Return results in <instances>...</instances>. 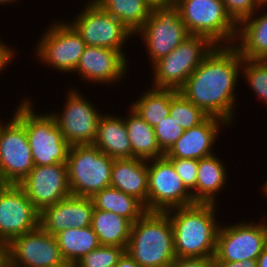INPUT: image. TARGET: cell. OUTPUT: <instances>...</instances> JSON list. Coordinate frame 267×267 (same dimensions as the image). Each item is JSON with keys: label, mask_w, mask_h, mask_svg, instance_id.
Wrapping results in <instances>:
<instances>
[{"label": "cell", "mask_w": 267, "mask_h": 267, "mask_svg": "<svg viewBox=\"0 0 267 267\" xmlns=\"http://www.w3.org/2000/svg\"><path fill=\"white\" fill-rule=\"evenodd\" d=\"M19 186L39 213L71 195L66 163L34 166Z\"/></svg>", "instance_id": "17"}, {"label": "cell", "mask_w": 267, "mask_h": 267, "mask_svg": "<svg viewBox=\"0 0 267 267\" xmlns=\"http://www.w3.org/2000/svg\"><path fill=\"white\" fill-rule=\"evenodd\" d=\"M146 44L152 64L168 55L190 33L180 18L179 8L174 4L153 7L144 25L136 32Z\"/></svg>", "instance_id": "8"}, {"label": "cell", "mask_w": 267, "mask_h": 267, "mask_svg": "<svg viewBox=\"0 0 267 267\" xmlns=\"http://www.w3.org/2000/svg\"><path fill=\"white\" fill-rule=\"evenodd\" d=\"M91 199L95 209L113 212L132 224L147 211L140 200L111 186L96 192Z\"/></svg>", "instance_id": "27"}, {"label": "cell", "mask_w": 267, "mask_h": 267, "mask_svg": "<svg viewBox=\"0 0 267 267\" xmlns=\"http://www.w3.org/2000/svg\"><path fill=\"white\" fill-rule=\"evenodd\" d=\"M113 161L93 144L70 146L66 165L71 195L92 197L109 187Z\"/></svg>", "instance_id": "6"}, {"label": "cell", "mask_w": 267, "mask_h": 267, "mask_svg": "<svg viewBox=\"0 0 267 267\" xmlns=\"http://www.w3.org/2000/svg\"><path fill=\"white\" fill-rule=\"evenodd\" d=\"M241 73L251 89L267 104V60L242 58Z\"/></svg>", "instance_id": "32"}, {"label": "cell", "mask_w": 267, "mask_h": 267, "mask_svg": "<svg viewBox=\"0 0 267 267\" xmlns=\"http://www.w3.org/2000/svg\"><path fill=\"white\" fill-rule=\"evenodd\" d=\"M110 186L140 200L148 211L147 160L114 159Z\"/></svg>", "instance_id": "21"}, {"label": "cell", "mask_w": 267, "mask_h": 267, "mask_svg": "<svg viewBox=\"0 0 267 267\" xmlns=\"http://www.w3.org/2000/svg\"><path fill=\"white\" fill-rule=\"evenodd\" d=\"M129 112L124 120L131 143L132 158L151 160L165 156L157 143L154 128L131 107Z\"/></svg>", "instance_id": "25"}, {"label": "cell", "mask_w": 267, "mask_h": 267, "mask_svg": "<svg viewBox=\"0 0 267 267\" xmlns=\"http://www.w3.org/2000/svg\"><path fill=\"white\" fill-rule=\"evenodd\" d=\"M257 267H267V246L257 258Z\"/></svg>", "instance_id": "42"}, {"label": "cell", "mask_w": 267, "mask_h": 267, "mask_svg": "<svg viewBox=\"0 0 267 267\" xmlns=\"http://www.w3.org/2000/svg\"><path fill=\"white\" fill-rule=\"evenodd\" d=\"M174 89L150 88L145 91L131 108L146 121L155 127L170 113V100L177 93Z\"/></svg>", "instance_id": "30"}, {"label": "cell", "mask_w": 267, "mask_h": 267, "mask_svg": "<svg viewBox=\"0 0 267 267\" xmlns=\"http://www.w3.org/2000/svg\"><path fill=\"white\" fill-rule=\"evenodd\" d=\"M41 39L35 51L39 60L67 73L75 71L86 43L69 22H55Z\"/></svg>", "instance_id": "12"}, {"label": "cell", "mask_w": 267, "mask_h": 267, "mask_svg": "<svg viewBox=\"0 0 267 267\" xmlns=\"http://www.w3.org/2000/svg\"><path fill=\"white\" fill-rule=\"evenodd\" d=\"M8 47L3 42H0V72L7 67L8 63L12 62L15 56L11 47Z\"/></svg>", "instance_id": "39"}, {"label": "cell", "mask_w": 267, "mask_h": 267, "mask_svg": "<svg viewBox=\"0 0 267 267\" xmlns=\"http://www.w3.org/2000/svg\"><path fill=\"white\" fill-rule=\"evenodd\" d=\"M40 213L25 191L15 184H0V243L7 246L14 238L39 227Z\"/></svg>", "instance_id": "15"}, {"label": "cell", "mask_w": 267, "mask_h": 267, "mask_svg": "<svg viewBox=\"0 0 267 267\" xmlns=\"http://www.w3.org/2000/svg\"><path fill=\"white\" fill-rule=\"evenodd\" d=\"M122 116L102 114L93 143L101 152L113 159L132 158L131 143Z\"/></svg>", "instance_id": "22"}, {"label": "cell", "mask_w": 267, "mask_h": 267, "mask_svg": "<svg viewBox=\"0 0 267 267\" xmlns=\"http://www.w3.org/2000/svg\"><path fill=\"white\" fill-rule=\"evenodd\" d=\"M13 1H15V0H0V4L4 5L6 3L8 4L9 2L11 3Z\"/></svg>", "instance_id": "44"}, {"label": "cell", "mask_w": 267, "mask_h": 267, "mask_svg": "<svg viewBox=\"0 0 267 267\" xmlns=\"http://www.w3.org/2000/svg\"><path fill=\"white\" fill-rule=\"evenodd\" d=\"M7 267H69L55 236L40 226L6 246Z\"/></svg>", "instance_id": "13"}, {"label": "cell", "mask_w": 267, "mask_h": 267, "mask_svg": "<svg viewBox=\"0 0 267 267\" xmlns=\"http://www.w3.org/2000/svg\"><path fill=\"white\" fill-rule=\"evenodd\" d=\"M63 259L73 267L85 254L100 246L97 235L91 226L67 228L54 235Z\"/></svg>", "instance_id": "28"}, {"label": "cell", "mask_w": 267, "mask_h": 267, "mask_svg": "<svg viewBox=\"0 0 267 267\" xmlns=\"http://www.w3.org/2000/svg\"><path fill=\"white\" fill-rule=\"evenodd\" d=\"M125 252L141 267H170L176 255L168 213L146 211L132 224Z\"/></svg>", "instance_id": "3"}, {"label": "cell", "mask_w": 267, "mask_h": 267, "mask_svg": "<svg viewBox=\"0 0 267 267\" xmlns=\"http://www.w3.org/2000/svg\"><path fill=\"white\" fill-rule=\"evenodd\" d=\"M230 124L225 120L208 116L202 123L184 131L165 154L167 158L197 159L211 156L213 146L220 132V125ZM228 125V126H227Z\"/></svg>", "instance_id": "20"}, {"label": "cell", "mask_w": 267, "mask_h": 267, "mask_svg": "<svg viewBox=\"0 0 267 267\" xmlns=\"http://www.w3.org/2000/svg\"><path fill=\"white\" fill-rule=\"evenodd\" d=\"M114 267H141V266L125 252Z\"/></svg>", "instance_id": "40"}, {"label": "cell", "mask_w": 267, "mask_h": 267, "mask_svg": "<svg viewBox=\"0 0 267 267\" xmlns=\"http://www.w3.org/2000/svg\"><path fill=\"white\" fill-rule=\"evenodd\" d=\"M242 58L232 45L215 46L178 91L207 115L232 124Z\"/></svg>", "instance_id": "1"}, {"label": "cell", "mask_w": 267, "mask_h": 267, "mask_svg": "<svg viewBox=\"0 0 267 267\" xmlns=\"http://www.w3.org/2000/svg\"><path fill=\"white\" fill-rule=\"evenodd\" d=\"M0 267H7L6 246L0 243Z\"/></svg>", "instance_id": "43"}, {"label": "cell", "mask_w": 267, "mask_h": 267, "mask_svg": "<svg viewBox=\"0 0 267 267\" xmlns=\"http://www.w3.org/2000/svg\"><path fill=\"white\" fill-rule=\"evenodd\" d=\"M236 39L233 46L243 58L267 60V12L257 17L254 13L240 21Z\"/></svg>", "instance_id": "23"}, {"label": "cell", "mask_w": 267, "mask_h": 267, "mask_svg": "<svg viewBox=\"0 0 267 267\" xmlns=\"http://www.w3.org/2000/svg\"><path fill=\"white\" fill-rule=\"evenodd\" d=\"M169 115L184 130L199 125L209 116L179 91L170 100Z\"/></svg>", "instance_id": "31"}, {"label": "cell", "mask_w": 267, "mask_h": 267, "mask_svg": "<svg viewBox=\"0 0 267 267\" xmlns=\"http://www.w3.org/2000/svg\"><path fill=\"white\" fill-rule=\"evenodd\" d=\"M226 165L216 155L199 160L196 189L192 192L195 203H216V196L226 184Z\"/></svg>", "instance_id": "24"}, {"label": "cell", "mask_w": 267, "mask_h": 267, "mask_svg": "<svg viewBox=\"0 0 267 267\" xmlns=\"http://www.w3.org/2000/svg\"><path fill=\"white\" fill-rule=\"evenodd\" d=\"M127 60L119 50L86 46L74 72L83 80L114 85L126 73Z\"/></svg>", "instance_id": "19"}, {"label": "cell", "mask_w": 267, "mask_h": 267, "mask_svg": "<svg viewBox=\"0 0 267 267\" xmlns=\"http://www.w3.org/2000/svg\"><path fill=\"white\" fill-rule=\"evenodd\" d=\"M215 46L205 36H188L168 55L152 64V87L178 91Z\"/></svg>", "instance_id": "7"}, {"label": "cell", "mask_w": 267, "mask_h": 267, "mask_svg": "<svg viewBox=\"0 0 267 267\" xmlns=\"http://www.w3.org/2000/svg\"><path fill=\"white\" fill-rule=\"evenodd\" d=\"M184 131L170 115L159 122L154 127V132L161 151L166 154Z\"/></svg>", "instance_id": "34"}, {"label": "cell", "mask_w": 267, "mask_h": 267, "mask_svg": "<svg viewBox=\"0 0 267 267\" xmlns=\"http://www.w3.org/2000/svg\"><path fill=\"white\" fill-rule=\"evenodd\" d=\"M104 11L121 21L133 34L144 25L152 8L144 0H93Z\"/></svg>", "instance_id": "29"}, {"label": "cell", "mask_w": 267, "mask_h": 267, "mask_svg": "<svg viewBox=\"0 0 267 267\" xmlns=\"http://www.w3.org/2000/svg\"><path fill=\"white\" fill-rule=\"evenodd\" d=\"M227 13L238 24L253 15L258 8L264 7L267 0H222Z\"/></svg>", "instance_id": "35"}, {"label": "cell", "mask_w": 267, "mask_h": 267, "mask_svg": "<svg viewBox=\"0 0 267 267\" xmlns=\"http://www.w3.org/2000/svg\"><path fill=\"white\" fill-rule=\"evenodd\" d=\"M216 204L195 203L167 210L171 220L176 258H212L219 224Z\"/></svg>", "instance_id": "2"}, {"label": "cell", "mask_w": 267, "mask_h": 267, "mask_svg": "<svg viewBox=\"0 0 267 267\" xmlns=\"http://www.w3.org/2000/svg\"><path fill=\"white\" fill-rule=\"evenodd\" d=\"M259 223L219 226L214 256L230 262L257 259L267 246V223Z\"/></svg>", "instance_id": "14"}, {"label": "cell", "mask_w": 267, "mask_h": 267, "mask_svg": "<svg viewBox=\"0 0 267 267\" xmlns=\"http://www.w3.org/2000/svg\"><path fill=\"white\" fill-rule=\"evenodd\" d=\"M126 247L100 245L98 248L85 254L73 267H114Z\"/></svg>", "instance_id": "33"}, {"label": "cell", "mask_w": 267, "mask_h": 267, "mask_svg": "<svg viewBox=\"0 0 267 267\" xmlns=\"http://www.w3.org/2000/svg\"><path fill=\"white\" fill-rule=\"evenodd\" d=\"M185 187L192 193L196 189L199 160L168 158Z\"/></svg>", "instance_id": "36"}, {"label": "cell", "mask_w": 267, "mask_h": 267, "mask_svg": "<svg viewBox=\"0 0 267 267\" xmlns=\"http://www.w3.org/2000/svg\"><path fill=\"white\" fill-rule=\"evenodd\" d=\"M68 92L63 113L52 112V115L70 146L92 145L102 114L77 90L72 89Z\"/></svg>", "instance_id": "16"}, {"label": "cell", "mask_w": 267, "mask_h": 267, "mask_svg": "<svg viewBox=\"0 0 267 267\" xmlns=\"http://www.w3.org/2000/svg\"><path fill=\"white\" fill-rule=\"evenodd\" d=\"M151 165H150V164ZM148 211L166 212L195 204L171 161L166 157L147 160Z\"/></svg>", "instance_id": "9"}, {"label": "cell", "mask_w": 267, "mask_h": 267, "mask_svg": "<svg viewBox=\"0 0 267 267\" xmlns=\"http://www.w3.org/2000/svg\"><path fill=\"white\" fill-rule=\"evenodd\" d=\"M94 203L91 197L69 195L40 213L39 226L51 235L67 228L91 226Z\"/></svg>", "instance_id": "18"}, {"label": "cell", "mask_w": 267, "mask_h": 267, "mask_svg": "<svg viewBox=\"0 0 267 267\" xmlns=\"http://www.w3.org/2000/svg\"><path fill=\"white\" fill-rule=\"evenodd\" d=\"M151 8L170 5L174 0H144Z\"/></svg>", "instance_id": "41"}, {"label": "cell", "mask_w": 267, "mask_h": 267, "mask_svg": "<svg viewBox=\"0 0 267 267\" xmlns=\"http://www.w3.org/2000/svg\"><path fill=\"white\" fill-rule=\"evenodd\" d=\"M170 267H212V258H176Z\"/></svg>", "instance_id": "37"}, {"label": "cell", "mask_w": 267, "mask_h": 267, "mask_svg": "<svg viewBox=\"0 0 267 267\" xmlns=\"http://www.w3.org/2000/svg\"><path fill=\"white\" fill-rule=\"evenodd\" d=\"M132 223L113 212L94 208L91 227L100 245L126 247Z\"/></svg>", "instance_id": "26"}, {"label": "cell", "mask_w": 267, "mask_h": 267, "mask_svg": "<svg viewBox=\"0 0 267 267\" xmlns=\"http://www.w3.org/2000/svg\"><path fill=\"white\" fill-rule=\"evenodd\" d=\"M84 8L70 24L80 34L86 46L119 50L125 55L123 44L134 34L93 0L88 1Z\"/></svg>", "instance_id": "10"}, {"label": "cell", "mask_w": 267, "mask_h": 267, "mask_svg": "<svg viewBox=\"0 0 267 267\" xmlns=\"http://www.w3.org/2000/svg\"><path fill=\"white\" fill-rule=\"evenodd\" d=\"M22 101L14 115L24 125L34 166L66 163L70 145L64 139L52 113L38 115L29 99Z\"/></svg>", "instance_id": "4"}, {"label": "cell", "mask_w": 267, "mask_h": 267, "mask_svg": "<svg viewBox=\"0 0 267 267\" xmlns=\"http://www.w3.org/2000/svg\"><path fill=\"white\" fill-rule=\"evenodd\" d=\"M212 267H257V259H247L246 261H223L212 257Z\"/></svg>", "instance_id": "38"}, {"label": "cell", "mask_w": 267, "mask_h": 267, "mask_svg": "<svg viewBox=\"0 0 267 267\" xmlns=\"http://www.w3.org/2000/svg\"><path fill=\"white\" fill-rule=\"evenodd\" d=\"M261 189H263V191L266 193V194L264 193V195H267V182H265L263 188H261Z\"/></svg>", "instance_id": "45"}, {"label": "cell", "mask_w": 267, "mask_h": 267, "mask_svg": "<svg viewBox=\"0 0 267 267\" xmlns=\"http://www.w3.org/2000/svg\"><path fill=\"white\" fill-rule=\"evenodd\" d=\"M31 149L23 123L14 115L2 123L0 134V184L19 185L33 169Z\"/></svg>", "instance_id": "11"}, {"label": "cell", "mask_w": 267, "mask_h": 267, "mask_svg": "<svg viewBox=\"0 0 267 267\" xmlns=\"http://www.w3.org/2000/svg\"><path fill=\"white\" fill-rule=\"evenodd\" d=\"M174 4L190 35L205 36L216 46L235 43L238 24L222 0H174Z\"/></svg>", "instance_id": "5"}]
</instances>
